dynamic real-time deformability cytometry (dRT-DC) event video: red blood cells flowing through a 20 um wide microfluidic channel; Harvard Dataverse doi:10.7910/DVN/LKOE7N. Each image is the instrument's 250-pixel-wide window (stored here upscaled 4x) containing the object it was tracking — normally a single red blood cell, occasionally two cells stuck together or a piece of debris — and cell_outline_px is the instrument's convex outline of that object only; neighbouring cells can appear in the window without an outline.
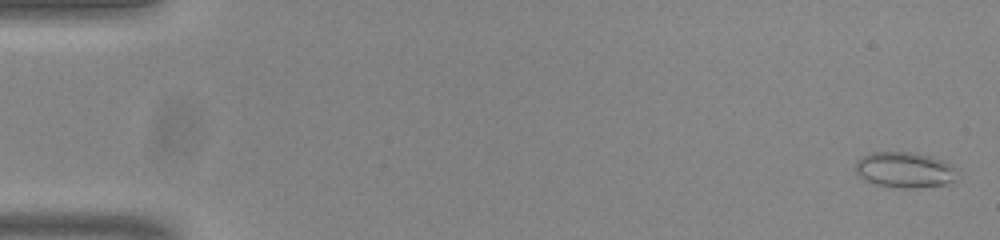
{"species": "common noctule bat (a hibernating species)", "species_latin": "Nyctalus noctula", "temperature_condition": "room temperature", "stored_images_in_passage": 55, "camera_frame_rate_fps": 3000, "um_per_image_px": 0.085, "animal": {"sex": "male", "body_mass_g": 20.0, "forearm_length_mm": 53.3}, "frame": {"image": 1, "passage_image": 2, "time_ms": 0.333, "image_size_px": [1000, 240], "cell_outline_px": [[960, 172], [952, 180], [944, 184], [916, 188], [900, 188], [876, 184], [860, 176], [856, 172], [856, 160], [872, 152], [916, 152], [932, 156], [944, 160], [952, 164]], "centroid_in_image_um": [76.95, 14.42], "position_along_channel_um": 8.1, "area_um2": 21.21}}
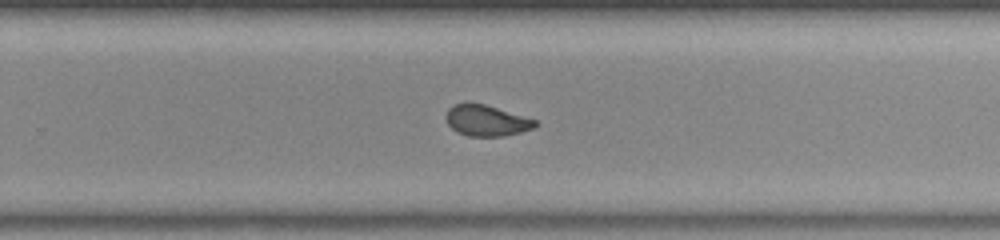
{"frame": {"image": 2, "passage_image": 36, "time_ms": 11.667, "image_size_px": [1000, 240], "cell_outline_px": [[536, 124], [532, 128], [520, 132], [504, 136], [468, 136], [456, 132], [448, 124], [444, 116], [448, 108], [452, 104], [484, 104], [536, 120]], "centroid_in_image_um": [41.29, 10.26], "position_along_channel_um": 288.5, "area_um2": 15.84}}
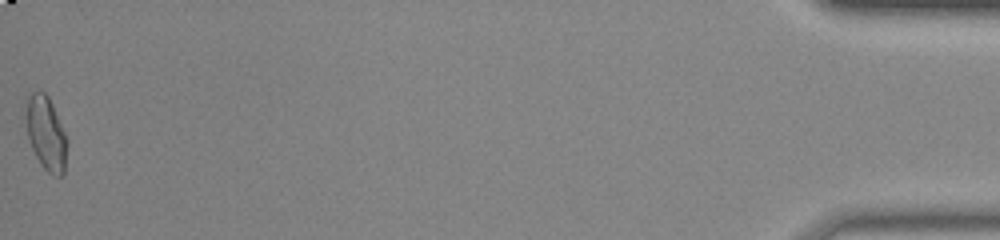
{"frame": {"image": 3, "passage_image": 55, "time_ms": 18.0, "image_size_px": [1000, 240], "cell_outline_px": [[68, 144], [64, 172], [60, 176], [52, 176], [40, 164], [28, 140], [24, 116], [24, 96], [32, 92], [44, 92], [48, 96], [52, 104], [68, 140]], "centroid_in_image_um": [3.87, 11.3], "position_along_channel_um": 431.3, "area_um2": 18.26}, "authors_computed_cell_mechanics": {"area_um2": 17.051, "velocity_mm_per_s": 3.7939, "shape_relaxation_time_tau1_ms": null, "shape_relaxation_time_tau2_ms": 0.9996, "deformation_change_tau1": null, "deformation_change_tau2": 0.0652}}